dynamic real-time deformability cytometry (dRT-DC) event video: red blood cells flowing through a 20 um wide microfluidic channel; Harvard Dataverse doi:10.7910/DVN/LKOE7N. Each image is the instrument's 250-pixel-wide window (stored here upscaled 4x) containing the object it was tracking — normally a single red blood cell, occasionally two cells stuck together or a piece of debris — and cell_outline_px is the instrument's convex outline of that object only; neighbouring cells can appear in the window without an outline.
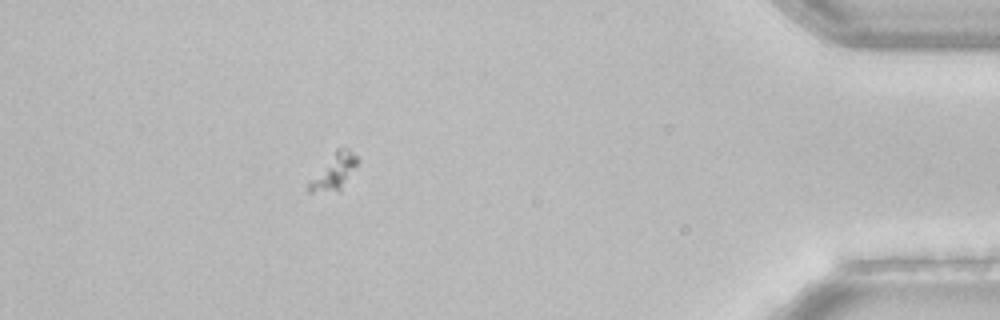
{"species": "common noctule bat (a hibernating species)", "species_latin": "Nyctalus noctula", "temperature_condition": "room temperature", "stored_images_in_passage": 55, "camera_frame_rate_fps": 3000, "um_per_image_px": 0.085, "animal": {"sex": "female", "body_mass_g": 22.7, "forearm_length_mm": 54.2}, "frame": {"image": 1, "passage_image": 49, "time_ms": 16.0, "image_size_px": [1000, 320], "cell_outline_px": [[360, 160], [340, 192], [308, 192], [308, 184], [336, 148], [348, 148]], "centroid_in_image_um": [28.43, 14.62], "position_along_channel_um": 406.8, "area_um2": 10.06}}